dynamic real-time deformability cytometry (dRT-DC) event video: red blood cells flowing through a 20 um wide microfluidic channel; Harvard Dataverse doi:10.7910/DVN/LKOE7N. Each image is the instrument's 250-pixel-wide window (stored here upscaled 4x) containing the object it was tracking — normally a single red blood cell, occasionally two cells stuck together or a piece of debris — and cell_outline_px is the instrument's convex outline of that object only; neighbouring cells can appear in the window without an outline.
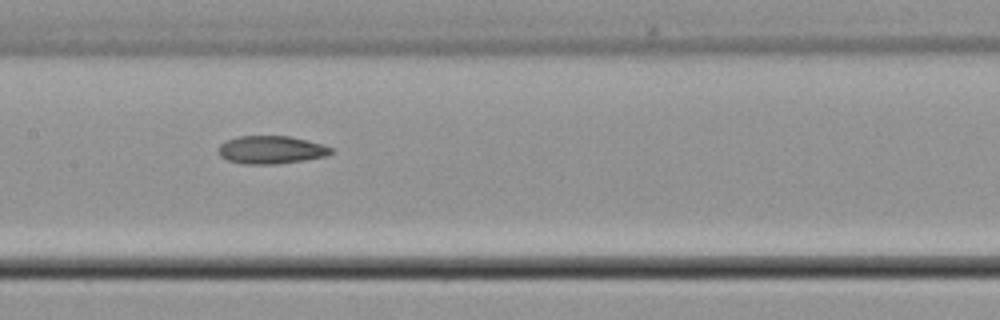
{"species": "common noctule bat (a hibernating species)", "species_latin": "Nyctalus noctula", "temperature_condition": "cold", "stored_images_in_passage": 9, "camera_frame_rate_fps": 3000, "um_per_image_px": 0.085, "animal": {"sex": "male", "body_mass_g": 21.5, "forearm_length_mm": 52.0}, "frame": {"image": 1, "passage_image": 8, "time_ms": 9.667, "image_size_px": [1000, 320], "cell_outline_px": [[332, 152], [328, 156], [304, 160], [276, 164], [244, 164], [228, 160], [220, 156], [216, 152], [220, 144], [228, 140], [240, 136], [292, 136], [324, 144], [332, 148]], "centroid_in_image_um": [23.06, 12.73], "position_along_channel_um": 184.3, "area_um2": 18.5}}
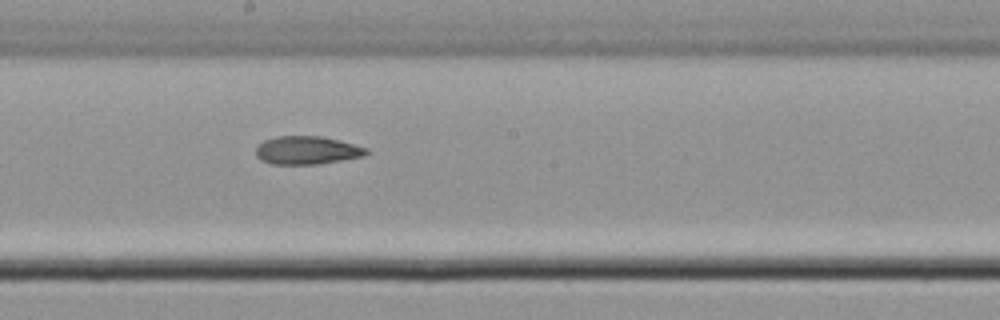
{"frame": {"image": 2, "passage_image": 9, "time_ms": 10.667, "image_size_px": [1000, 320], "cell_outline_px": [[368, 152], [364, 156], [320, 164], [272, 164], [260, 160], [256, 156], [256, 148], [264, 140], [276, 136], [320, 136], [340, 140], [368, 148]], "centroid_in_image_um": [26.09, 12.77], "position_along_channel_um": 222.1, "area_um2": 18.21}}